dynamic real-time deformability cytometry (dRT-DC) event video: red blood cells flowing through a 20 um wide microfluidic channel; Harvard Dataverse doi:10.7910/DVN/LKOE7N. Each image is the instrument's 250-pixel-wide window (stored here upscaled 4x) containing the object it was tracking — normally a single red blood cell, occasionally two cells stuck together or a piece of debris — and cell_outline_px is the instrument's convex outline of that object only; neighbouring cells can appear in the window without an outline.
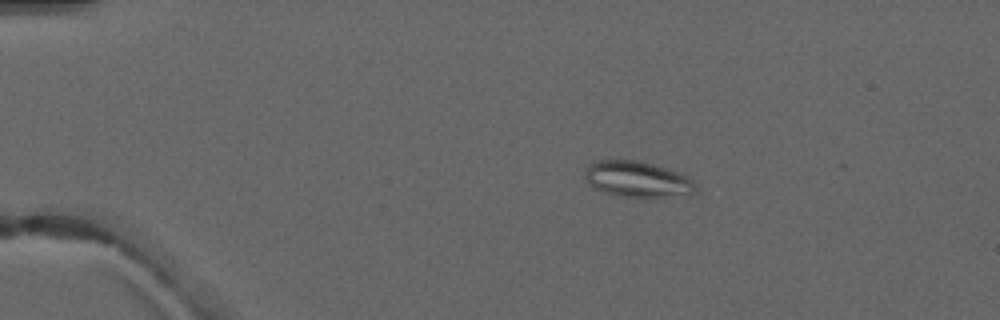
{"species": "common noctule bat (a hibernating species)", "species_latin": "Nyctalus noctula", "temperature_condition": "warm", "stored_images_in_passage": 4, "camera_frame_rate_fps": 3000, "um_per_image_px": 0.085, "animal": {"sex": "male", "forearm_length_mm": 52.5}, "frame": {"image": 1, "passage_image": 3, "time_ms": 2.667, "image_size_px": [1000, 320], "cell_outline_px": [[696, 192], [688, 196], [628, 196], [604, 192], [596, 188], [584, 176], [584, 168], [596, 160], [636, 160], [652, 164], [688, 176], [692, 180], [696, 188]], "centroid_in_image_um": [54.19, 15.22], "position_along_channel_um": 30.8, "area_um2": 22.72}}